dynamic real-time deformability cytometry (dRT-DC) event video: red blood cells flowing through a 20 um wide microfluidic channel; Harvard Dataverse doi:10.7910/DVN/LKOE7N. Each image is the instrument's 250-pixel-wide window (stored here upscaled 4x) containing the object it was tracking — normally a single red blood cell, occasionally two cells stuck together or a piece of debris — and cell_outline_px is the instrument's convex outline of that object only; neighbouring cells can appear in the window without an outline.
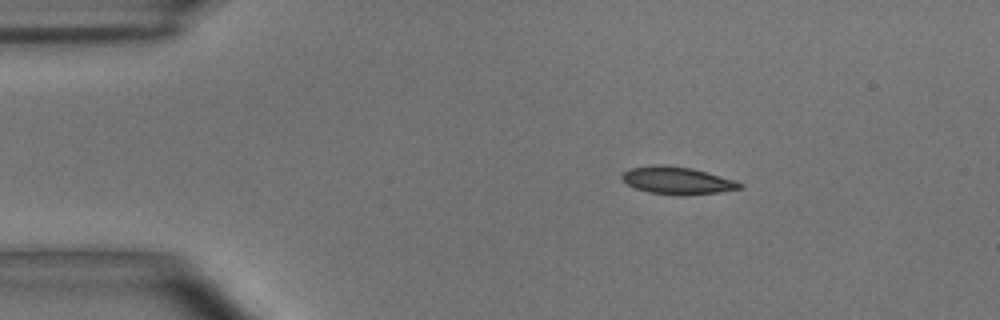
{"species": "common noctule bat (a hibernating species)", "species_latin": "Nyctalus noctula", "temperature_condition": "room temperature", "stored_images_in_passage": 46, "camera_frame_rate_fps": 3000, "um_per_image_px": 0.085, "animal": {"sex": "male", "body_mass_g": 15.6}, "frame": {"image": 1, "passage_image": 1, "time_ms": 0.0, "image_size_px": [1000, 320], "cell_outline_px": [[744, 188], [716, 192], [648, 192], [636, 188], [628, 184], [620, 176], [628, 168], [652, 164], [664, 164], [692, 168], [736, 180], [744, 184]], "centroid_in_image_um": [57.55, 15.27], "position_along_channel_um": 27.5, "area_um2": 18.03}}
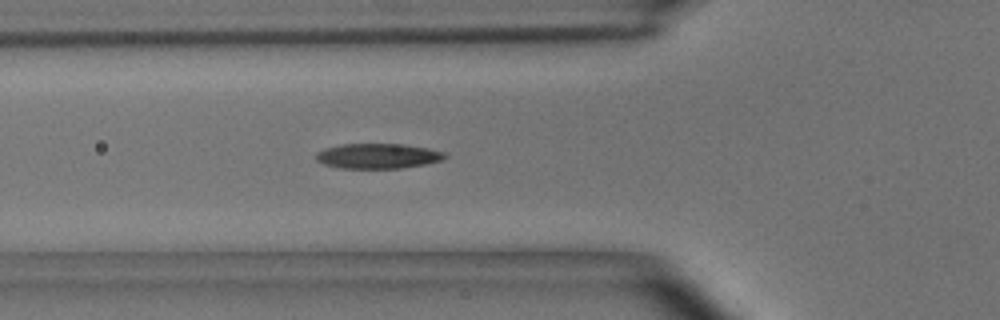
{"frame": {"image": 2, "passage_image": 11, "time_ms": 3.333, "image_size_px": [1000, 320], "cell_outline_px": [[448, 156], [444, 160], [428, 164], [400, 168], [340, 168], [324, 164], [316, 160], [316, 152], [324, 148], [340, 144], [404, 144], [428, 148], [444, 152]], "centroid_in_image_um": [32.14, 13.26], "position_along_channel_um": 93.7, "area_um2": 19.02}}
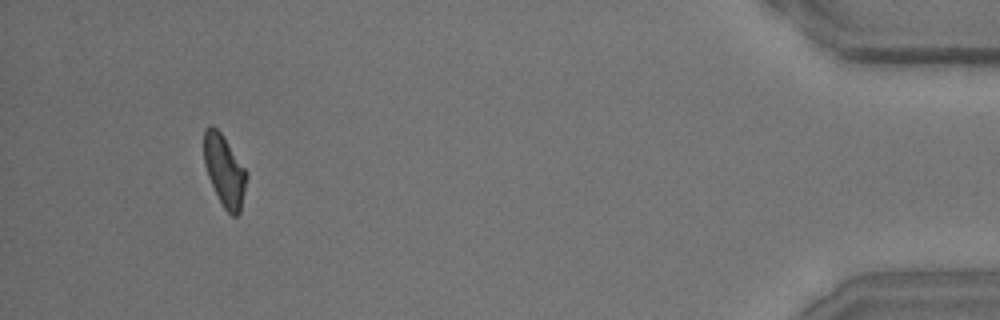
{"frame": {"image": 3, "passage_image": 43, "time_ms": 14.0, "image_size_px": [1000, 320], "cell_outline_px": [[248, 176], [240, 212], [236, 216], [232, 216], [224, 208], [208, 176], [204, 164], [204, 128], [216, 128], [220, 132], [248, 172]], "centroid_in_image_um": [19.1, 14.53], "position_along_channel_um": 416.1, "area_um2": 17.4}, "authors_computed_cell_mechanics": {"area_um2": 18.4093, "velocity_mm_per_s": 3.659, "shape_relaxation_time_tau1_ms": 5.0038, "shape_relaxation_time_tau2_ms": 2.8593, "deformation_change_tau1": 0.1481, "deformation_change_tau2": 0.0964}}